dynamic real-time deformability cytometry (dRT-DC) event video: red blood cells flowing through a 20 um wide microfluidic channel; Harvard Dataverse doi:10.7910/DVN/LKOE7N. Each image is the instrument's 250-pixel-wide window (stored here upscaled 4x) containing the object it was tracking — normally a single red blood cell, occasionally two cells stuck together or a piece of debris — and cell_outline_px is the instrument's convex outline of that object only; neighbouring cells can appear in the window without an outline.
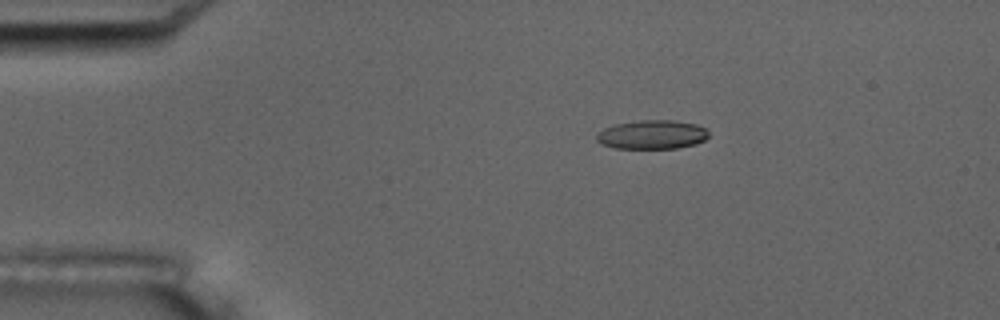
{"species": "common noctule bat (a hibernating species)", "species_latin": "Nyctalus noctula", "temperature_condition": "room temperature", "stored_images_in_passage": 4, "camera_frame_rate_fps": 3000, "um_per_image_px": 0.085, "animal": {"sex": "male", "body_mass_g": 17.5, "forearm_length_mm": 52.3}, "frame": {"image": 1, "passage_image": 1, "time_ms": 0.0, "image_size_px": [1000, 320], "cell_outline_px": [[708, 136], [704, 140], [696, 144], [676, 148], [616, 148], [600, 144], [596, 140], [596, 136], [604, 128], [616, 124], [640, 120], [676, 120], [696, 124], [704, 128], [708, 132]], "centroid_in_image_um": [55.43, 11.44], "position_along_channel_um": 29.6, "area_um2": 18.84}}